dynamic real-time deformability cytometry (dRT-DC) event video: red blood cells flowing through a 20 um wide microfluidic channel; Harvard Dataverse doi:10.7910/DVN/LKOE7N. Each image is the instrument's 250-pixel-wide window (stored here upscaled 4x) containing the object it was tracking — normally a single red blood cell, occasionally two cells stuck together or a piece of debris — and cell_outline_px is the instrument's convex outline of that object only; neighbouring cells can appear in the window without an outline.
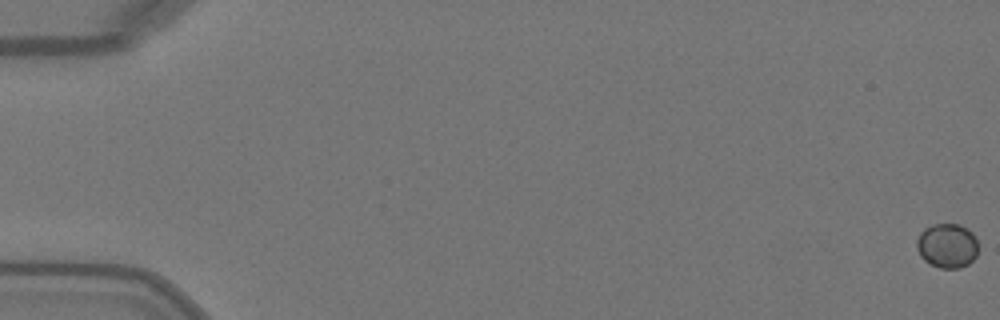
{"species": "Egyptian fruit bat (a non-hibernating species)", "species_latin": "Rousettus aegyptiacus", "temperature_condition": "warm", "stored_images_in_passage": 52, "camera_frame_rate_fps": 3000, "um_per_image_px": 0.085, "animal": {"sex": "female"}, "frame": {"image": 1, "passage_image": 1, "time_ms": 0.0, "image_size_px": [1000, 320], "cell_outline_px": [[976, 256], [968, 264], [960, 268], [940, 268], [924, 260], [920, 256], [916, 248], [916, 240], [920, 232], [924, 228], [932, 224], [960, 224], [972, 232], [976, 240]], "centroid_in_image_um": [80.47, 20.87], "position_along_channel_um": 4.5, "area_um2": 15.95}}
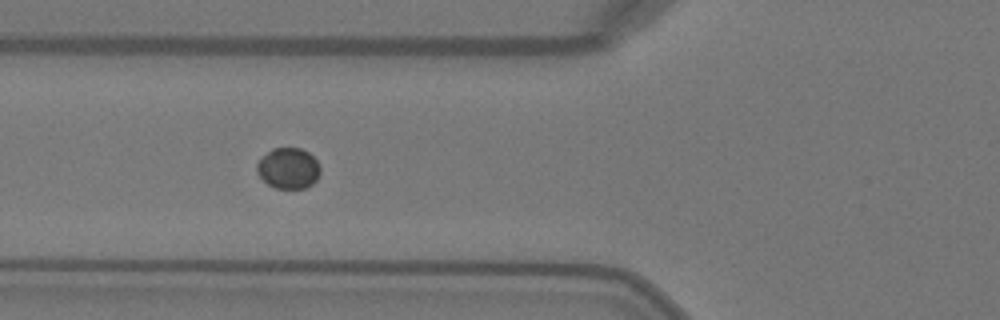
{"frame": {"image": 2, "passage_image": 21, "time_ms": 6.667, "image_size_px": [1000, 320], "cell_outline_px": [[320, 172], [316, 180], [312, 184], [304, 188], [276, 188], [268, 184], [256, 172], [256, 164], [260, 156], [272, 148], [300, 148], [308, 152], [320, 164]], "centroid_in_image_um": [24.49, 14.29], "position_along_channel_um": 101.3, "area_um2": 15.2}}
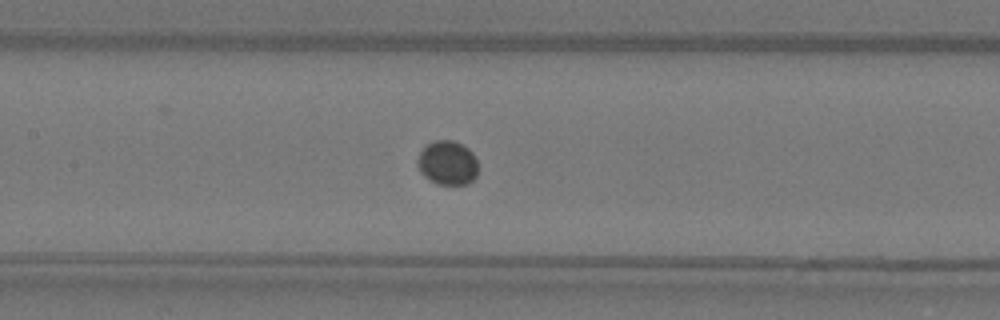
{"frame": {"image": 3, "passage_image": 26, "time_ms": 8.333, "image_size_px": [1000, 320], "cell_outline_px": [[476, 176], [468, 184], [436, 184], [424, 176], [420, 172], [416, 164], [416, 160], [420, 152], [428, 144], [436, 140], [452, 140], [468, 148], [476, 156]], "centroid_in_image_um": [38.01, 13.85], "position_along_channel_um": 169.4, "area_um2": 15.55}}